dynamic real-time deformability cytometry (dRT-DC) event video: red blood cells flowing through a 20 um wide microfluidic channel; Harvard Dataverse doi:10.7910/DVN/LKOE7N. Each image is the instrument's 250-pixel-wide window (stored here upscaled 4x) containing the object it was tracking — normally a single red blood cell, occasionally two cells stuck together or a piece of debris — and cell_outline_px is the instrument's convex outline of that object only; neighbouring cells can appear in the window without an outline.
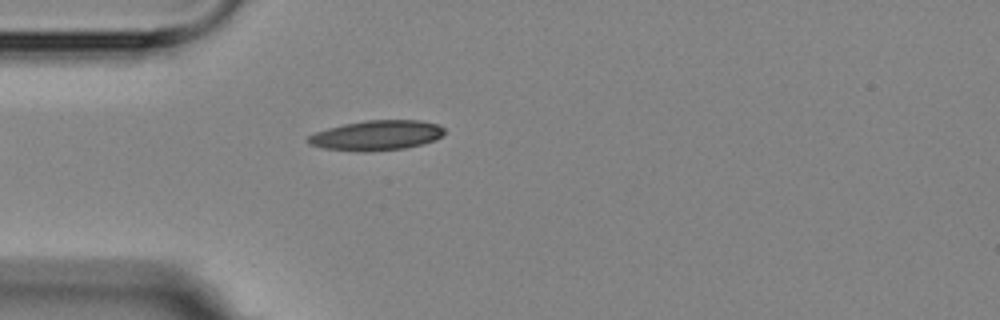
{"species": "Egyptian fruit bat (a non-hibernating species)", "species_latin": "Rousettus aegyptiacus", "temperature_condition": "room temperature", "stored_images_in_passage": 5, "camera_frame_rate_fps": 3000, "um_per_image_px": 0.085, "animal": {"sex": "female"}, "frame": {"image": 1, "passage_image": 5, "time_ms": 4.333, "image_size_px": [1000, 320], "cell_outline_px": [[444, 132], [440, 136], [432, 140], [420, 144], [404, 148], [364, 152], [356, 152], [324, 148], [308, 144], [304, 140], [308, 136], [316, 132], [328, 128], [344, 124], [364, 120], [420, 120], [436, 124], [444, 128]], "centroid_in_image_um": [31.93, 11.51], "position_along_channel_um": 53.1, "area_um2": 23.7}}